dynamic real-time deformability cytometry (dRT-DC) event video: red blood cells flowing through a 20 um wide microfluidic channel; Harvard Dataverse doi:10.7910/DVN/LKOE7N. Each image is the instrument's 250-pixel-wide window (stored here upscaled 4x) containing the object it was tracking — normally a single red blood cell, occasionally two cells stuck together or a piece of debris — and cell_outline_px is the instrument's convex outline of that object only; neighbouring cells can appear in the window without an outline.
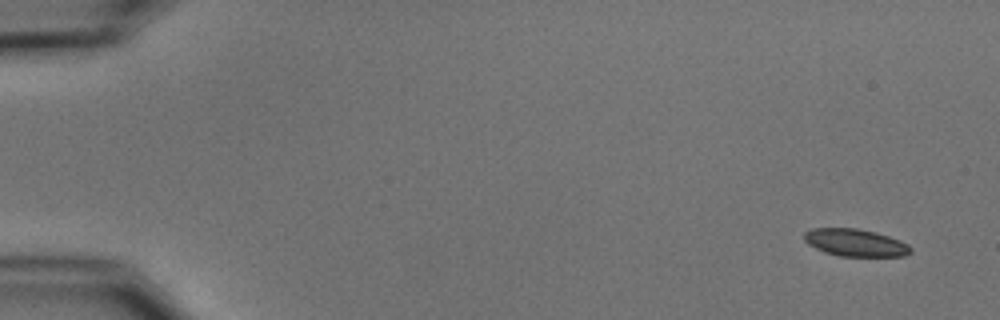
{"species": "common noctule bat (a hibernating species)", "species_latin": "Nyctalus noctula", "temperature_condition": "cold", "stored_images_in_passage": 4, "camera_frame_rate_fps": 3000, "um_per_image_px": 0.085, "animal": {"sex": "male", "body_mass_g": 15.6}, "frame": {"image": 1, "passage_image": 1, "time_ms": 0.0, "image_size_px": [1000, 320], "cell_outline_px": [[912, 252], [904, 256], [840, 256], [824, 252], [808, 244], [804, 240], [804, 232], [812, 228], [856, 228], [876, 232], [900, 240], [908, 244], [912, 248]], "centroid_in_image_um": [72.71, 20.62], "position_along_channel_um": 12.3, "area_um2": 17.05}}
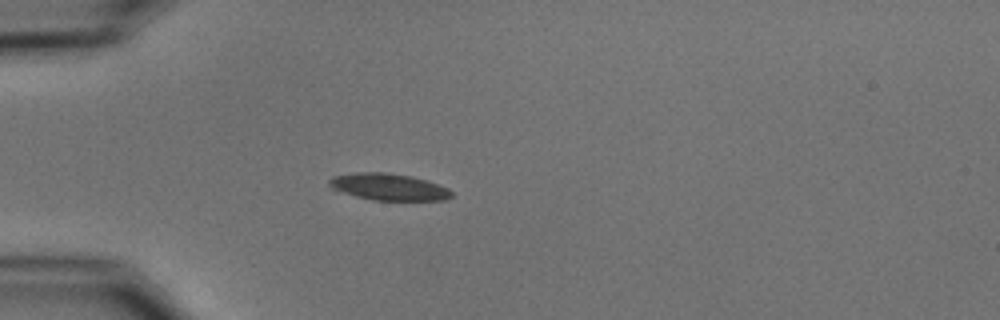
{"frame": {"image": 2, "passage_image": 4, "time_ms": 4.333, "image_size_px": [1000, 320], "cell_outline_px": [[452, 196], [444, 200], [372, 200], [356, 196], [332, 188], [328, 184], [328, 180], [332, 176], [356, 172], [384, 172], [412, 176], [428, 180], [448, 188], [452, 192]], "centroid_in_image_um": [33.04, 15.87], "position_along_channel_um": 52.0, "area_um2": 19.07}}